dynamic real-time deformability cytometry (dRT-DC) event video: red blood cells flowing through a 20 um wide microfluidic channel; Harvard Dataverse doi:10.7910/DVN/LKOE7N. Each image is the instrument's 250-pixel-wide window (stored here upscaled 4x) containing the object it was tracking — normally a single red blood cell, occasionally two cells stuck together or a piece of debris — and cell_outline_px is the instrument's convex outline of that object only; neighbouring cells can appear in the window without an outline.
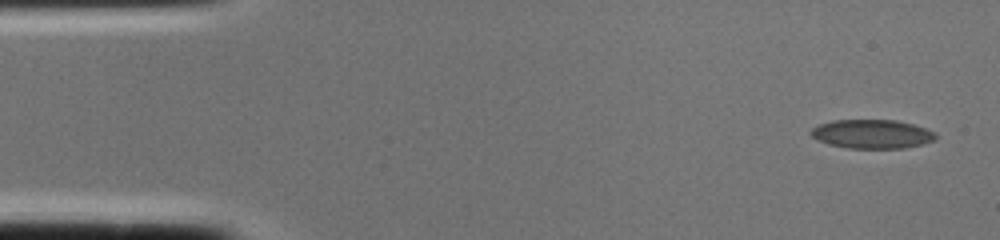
{"species": "common noctule bat (a hibernating species)", "species_latin": "Nyctalus noctula", "temperature_condition": "cold", "stored_images_in_passage": 2, "camera_frame_rate_fps": 3000, "um_per_image_px": 0.085, "animal": {"sex": "female", "body_mass_g": 22.0, "forearm_length_mm": 56.7}, "frame": {"image": 1, "passage_image": 1, "time_ms": 0.0, "image_size_px": [1000, 240], "cell_outline_px": [[936, 140], [924, 144], [904, 148], [848, 148], [828, 144], [816, 140], [808, 132], [812, 128], [820, 124], [832, 120], [896, 120], [912, 124], [936, 132]], "centroid_in_image_um": [74.11, 11.39], "position_along_channel_um": 10.9, "area_um2": 21.15}}
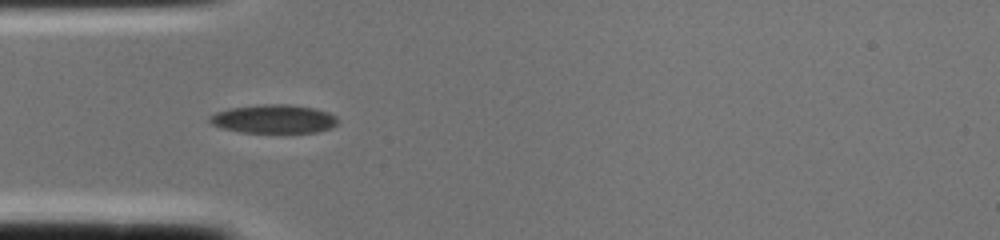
{"frame": {"image": 2, "passage_image": 2, "time_ms": 0.333, "image_size_px": [1000, 240], "cell_outline_px": [[340, 120], [332, 128], [316, 132], [240, 132], [224, 128], [212, 124], [208, 120], [208, 116], [216, 112], [228, 108], [260, 104], [288, 104], [316, 108], [328, 112], [336, 116]], "centroid_in_image_um": [23.29, 10.1], "position_along_channel_um": 61.7, "area_um2": 21.5}}